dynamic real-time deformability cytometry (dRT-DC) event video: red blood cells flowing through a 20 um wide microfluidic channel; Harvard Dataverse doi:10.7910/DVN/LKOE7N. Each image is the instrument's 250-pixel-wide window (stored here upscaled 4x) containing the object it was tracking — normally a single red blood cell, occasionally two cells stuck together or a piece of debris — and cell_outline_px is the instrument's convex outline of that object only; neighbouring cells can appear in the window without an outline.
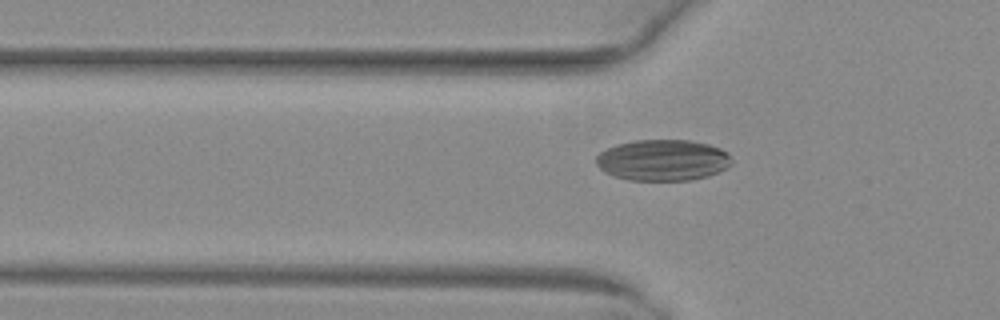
{"species": "common noctule bat (a hibernating species)", "species_latin": "Nyctalus noctula", "temperature_condition": "warm", "stored_images_in_passage": 49, "camera_frame_rate_fps": 3000, "um_per_image_px": 0.085, "animal": {"sex": "female", "body_mass_g": 29.2, "forearm_length_mm": 56.3}, "frame": {"image": 1, "passage_image": 15, "time_ms": 4.667, "image_size_px": [1000, 320], "cell_outline_px": [[732, 164], [728, 168], [708, 176], [688, 180], [628, 180], [612, 176], [604, 172], [596, 164], [596, 156], [600, 152], [616, 144], [636, 140], [692, 140], [708, 144], [720, 148], [728, 152], [732, 160]], "centroid_in_image_um": [56.35, 13.61], "position_along_channel_um": 69.5, "area_um2": 32.77}}
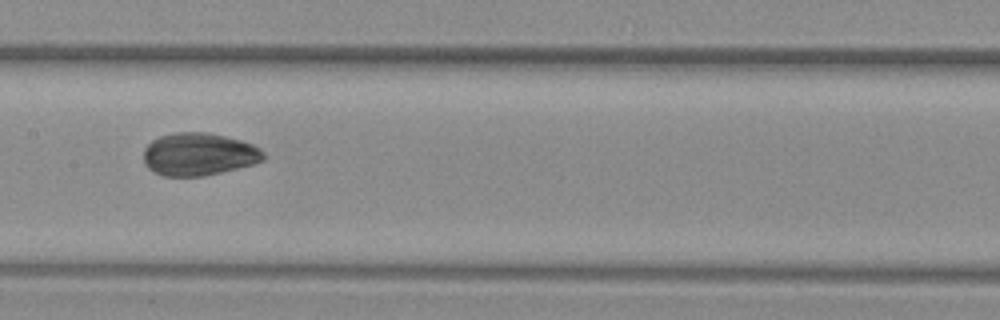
{"frame": {"image": 2, "passage_image": 24, "time_ms": 7.667, "image_size_px": [1000, 320], "cell_outline_px": [[264, 160], [252, 164], [204, 176], [164, 176], [152, 172], [144, 164], [144, 148], [152, 140], [160, 136], [176, 132], [208, 132], [240, 140], [252, 144], [260, 148], [264, 152]], "centroid_in_image_um": [16.87, 13.11], "position_along_channel_um": 190.5, "area_um2": 29.82}}
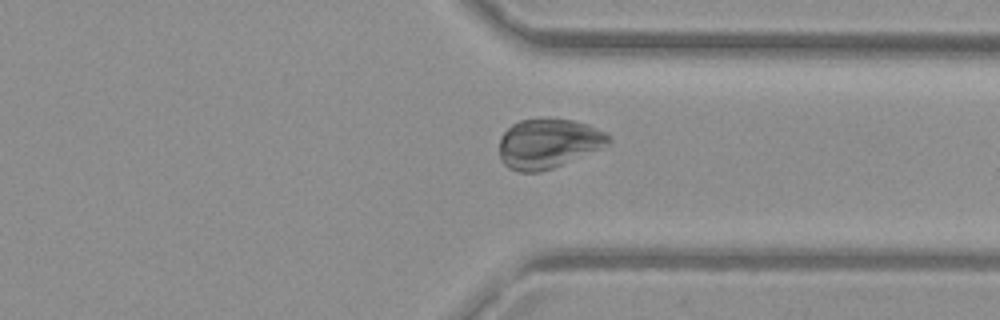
{"frame": {"image": 3, "passage_image": 37, "time_ms": 12.0, "image_size_px": [1000, 320], "cell_outline_px": [[612, 140], [608, 144], [600, 148], [552, 168], [540, 172], [520, 172], [508, 168], [504, 164], [500, 156], [500, 136], [512, 124], [520, 120], [572, 120], [588, 124], [604, 132]], "centroid_in_image_um": [46.57, 12.21], "position_along_channel_um": 364.8, "area_um2": 30.92}}